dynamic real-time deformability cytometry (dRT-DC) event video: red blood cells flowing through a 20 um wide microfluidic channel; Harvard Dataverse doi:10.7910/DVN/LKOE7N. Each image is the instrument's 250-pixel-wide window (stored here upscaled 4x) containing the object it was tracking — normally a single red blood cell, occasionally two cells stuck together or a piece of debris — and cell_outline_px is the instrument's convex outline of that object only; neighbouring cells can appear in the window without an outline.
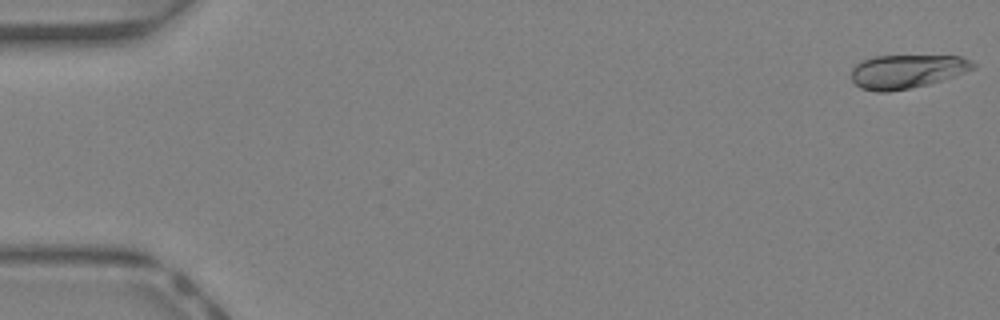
{"species": "Egyptian fruit bat (a non-hibernating species)", "species_latin": "Rousettus aegyptiacus", "temperature_condition": "warm", "stored_images_in_passage": 15, "camera_frame_rate_fps": 3000, "um_per_image_px": 0.085, "animal": {"sex": "female"}, "frame": {"image": 1, "passage_image": 1, "time_ms": 0.0, "image_size_px": [1000, 320], "cell_outline_px": [[976, 68], [928, 84], [888, 92], [876, 92], [860, 88], [852, 80], [852, 68], [856, 64], [864, 60], [876, 56], [960, 56], [976, 64]], "centroid_in_image_um": [77.05, 6.07], "position_along_channel_um": 7.9, "area_um2": 23.58}}
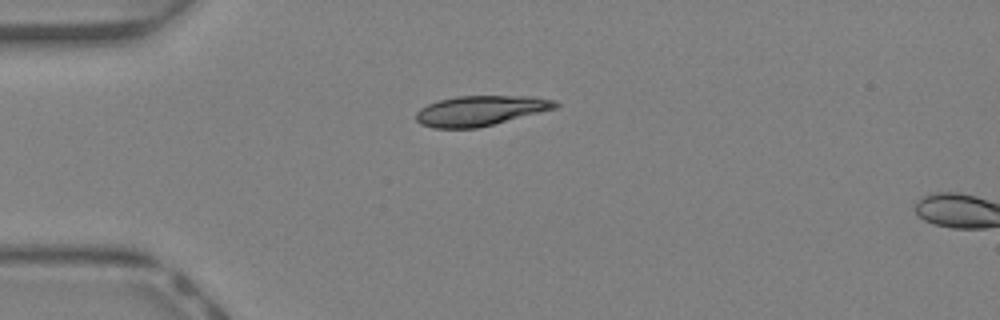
{"frame": {"image": 2, "passage_image": 12, "time_ms": 3.667, "image_size_px": [1000, 320], "cell_outline_px": [[560, 104], [556, 108], [476, 128], [432, 128], [420, 124], [416, 120], [416, 112], [420, 108], [428, 104], [440, 100], [456, 96], [532, 96], [556, 100]], "centroid_in_image_um": [40.82, 9.4], "position_along_channel_um": 44.2, "area_um2": 24.28}}